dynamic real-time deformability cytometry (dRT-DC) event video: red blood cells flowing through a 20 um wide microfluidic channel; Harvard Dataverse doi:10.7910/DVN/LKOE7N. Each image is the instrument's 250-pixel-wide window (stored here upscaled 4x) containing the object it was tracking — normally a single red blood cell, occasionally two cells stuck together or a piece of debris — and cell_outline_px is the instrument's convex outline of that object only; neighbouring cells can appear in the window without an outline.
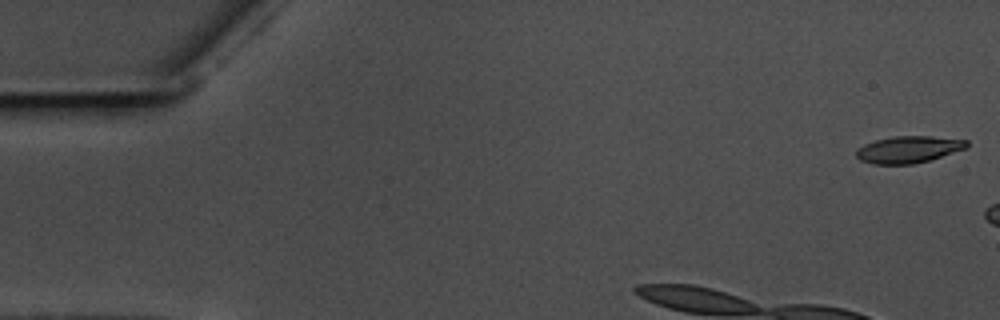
{"species": "common noctule bat (a hibernating species)", "species_latin": "Nyctalus noctula", "temperature_condition": "warm", "stored_images_in_passage": 8, "camera_frame_rate_fps": 3000, "um_per_image_px": 0.085, "animal": {"sex": "male", "body_mass_g": 17.5, "forearm_length_mm": 52.3}, "frame": {"image": 1, "passage_image": 1, "time_ms": 0.0, "image_size_px": [1000, 320], "cell_outline_px": [[968, 148], [928, 160], [912, 164], [872, 164], [860, 160], [856, 156], [856, 152], [864, 144], [876, 140], [896, 136], [932, 136], [968, 140]], "centroid_in_image_um": [77.24, 12.7], "position_along_channel_um": 7.8, "area_um2": 17.17}}